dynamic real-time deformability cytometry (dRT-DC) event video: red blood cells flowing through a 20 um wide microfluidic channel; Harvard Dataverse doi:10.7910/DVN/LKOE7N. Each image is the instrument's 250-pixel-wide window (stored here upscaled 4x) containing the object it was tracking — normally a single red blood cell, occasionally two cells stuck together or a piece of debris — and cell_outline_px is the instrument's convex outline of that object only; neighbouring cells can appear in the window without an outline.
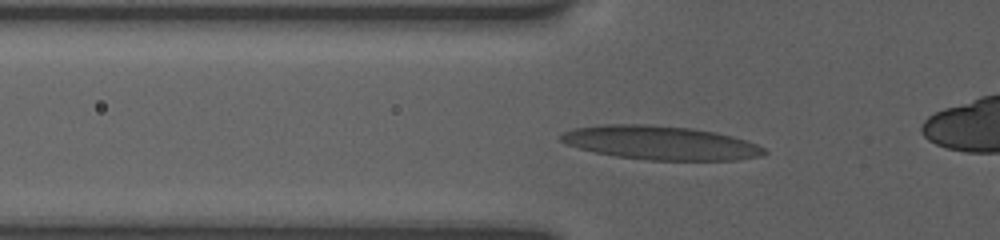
{"species": "human", "species_latin": "Homo sapiens", "temperature_condition": "room temperature", "stored_images_in_passage": 38, "camera_frame_rate_fps": 3000, "um_per_image_px": 0.085, "donor": {"sex": "female"}, "frame": {"image": 1, "passage_image": 6, "time_ms": 2.333, "image_size_px": [1000, 240], "cell_outline_px": [[768, 152], [760, 156], [736, 160], [648, 160], [616, 156], [596, 152], [564, 144], [560, 140], [560, 136], [564, 132], [576, 128], [604, 124], [644, 124], [692, 128], [716, 132], [732, 136], [756, 144], [764, 148]], "centroid_in_image_um": [56.14, 12.14], "position_along_channel_um": 69.7, "area_um2": 39.88}}
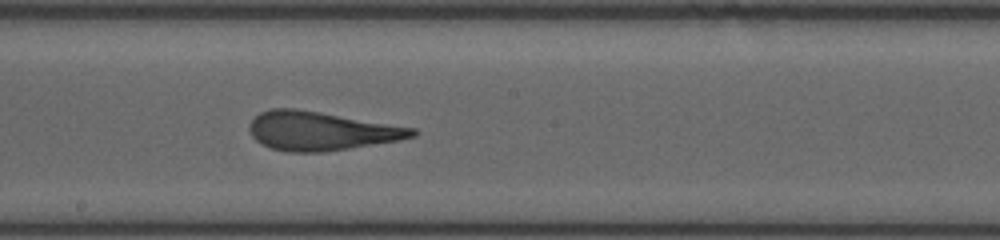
{"frame": {"image": 2, "passage_image": 19, "time_ms": 6.333, "image_size_px": [1000, 240], "cell_outline_px": [[416, 136], [396, 140], [348, 148], [320, 152], [288, 152], [272, 148], [256, 140], [252, 136], [248, 128], [248, 124], [260, 112], [272, 108], [296, 108], [416, 128]], "centroid_in_image_um": [27.24, 11.12], "position_along_channel_um": 221.0, "area_um2": 36.36}}
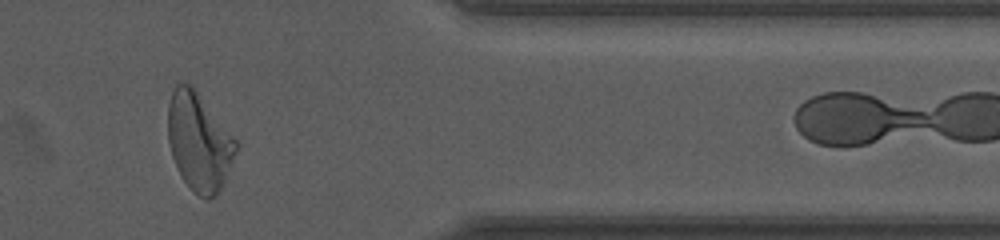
{"frame": {"image": 3, "passage_image": 36, "time_ms": 11.333, "image_size_px": [1000, 240], "cell_outline_px": [[240, 144], [224, 180], [216, 196], [208, 200], [192, 192], [180, 176], [176, 168], [172, 156], [168, 140], [168, 104], [172, 92], [176, 84], [192, 84]], "centroid_in_image_um": [16.91, 12.06], "position_along_channel_um": 394.5, "area_um2": 38.96}, "authors_computed_cell_mechanics": {"area_um2": 36.5585, "velocity_mm_per_s": 3.8075, "shape_relaxation_time_tau1_ms": 7.0463, "shape_relaxation_time_tau2_ms": 1.2694, "deformation_change_tau1": 0.237, "deformation_change_tau2": 0.1113}}